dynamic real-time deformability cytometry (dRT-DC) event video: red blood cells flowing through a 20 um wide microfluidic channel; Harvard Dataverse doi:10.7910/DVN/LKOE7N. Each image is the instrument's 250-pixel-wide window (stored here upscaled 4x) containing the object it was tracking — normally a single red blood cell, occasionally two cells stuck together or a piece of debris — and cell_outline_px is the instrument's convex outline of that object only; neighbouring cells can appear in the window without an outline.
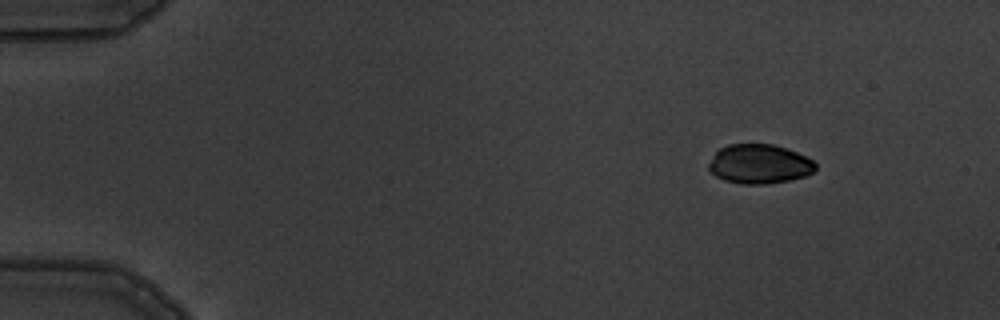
{"species": "common noctule bat (a hibernating species)", "species_latin": "Nyctalus noctula", "temperature_condition": "warm", "stored_images_in_passage": 4, "segment_of_instrument_passage": [1, 2], "camera_frame_rate_fps": 3000, "um_per_image_px": 0.085, "animal": {"sex": "male", "body_mass_g": 19.5, "forearm_length_mm": 54.6}, "frame": {"image": 1, "passage_image": 1, "time_ms": 0.0, "image_size_px": [1000, 320], "cell_outline_px": [[816, 168], [812, 172], [804, 176], [788, 180], [764, 184], [740, 184], [724, 180], [716, 176], [708, 168], [708, 164], [716, 152], [720, 148], [728, 144], [772, 144], [796, 152], [812, 160], [816, 164]], "centroid_in_image_um": [64.52, 13.94], "position_along_channel_um": 20.5, "area_um2": 24.22}}